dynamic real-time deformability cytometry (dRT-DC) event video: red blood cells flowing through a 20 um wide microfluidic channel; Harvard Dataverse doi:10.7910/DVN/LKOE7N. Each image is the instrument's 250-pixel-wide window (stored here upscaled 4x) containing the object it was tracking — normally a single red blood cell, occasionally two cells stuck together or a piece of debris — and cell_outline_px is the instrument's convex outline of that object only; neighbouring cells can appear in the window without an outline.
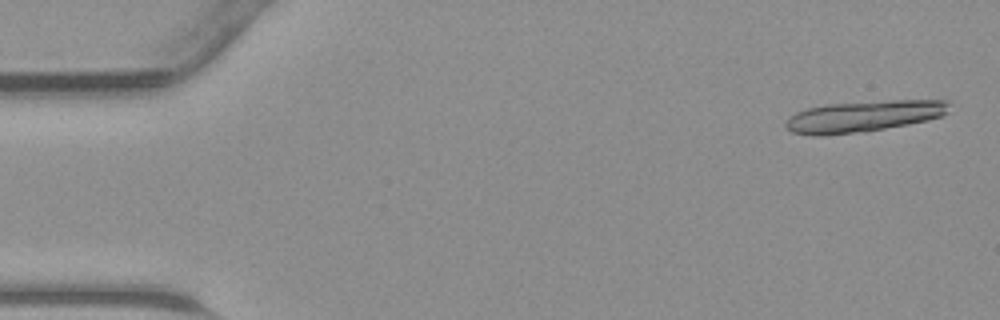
{"species": "common noctule bat (a hibernating species)", "species_latin": "Nyctalus noctula", "temperature_condition": "warm", "stored_images_in_passage": 16, "camera_frame_rate_fps": 3000, "um_per_image_px": 0.085, "animal": {"sex": "male", "body_mass_g": 23.1, "forearm_length_mm": 52.7}, "frame": {"image": 1, "passage_image": 2, "time_ms": 0.333, "image_size_px": [1000, 320], "cell_outline_px": [[960, 104], [944, 116], [928, 120], [908, 124], [864, 132], [824, 136], [812, 136], [792, 132], [784, 124], [796, 112], [804, 108], [824, 104], [888, 100], [952, 100]], "centroid_in_image_um": [73.55, 9.87], "position_along_channel_um": 11.4, "area_um2": 30.75}}